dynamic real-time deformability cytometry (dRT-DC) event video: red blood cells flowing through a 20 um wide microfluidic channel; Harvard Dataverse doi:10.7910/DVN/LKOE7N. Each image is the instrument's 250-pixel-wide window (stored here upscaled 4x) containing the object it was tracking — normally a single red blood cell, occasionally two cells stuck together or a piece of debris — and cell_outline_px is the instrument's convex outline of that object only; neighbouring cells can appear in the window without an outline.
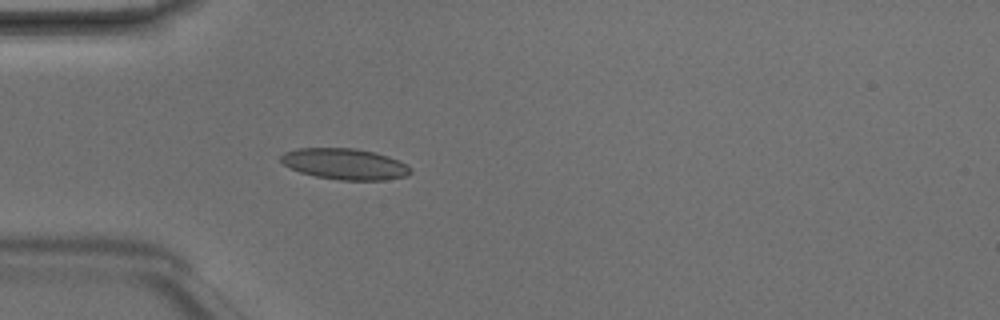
{"species": "Egyptian fruit bat (a non-hibernating species)", "species_latin": "Rousettus aegyptiacus", "temperature_condition": "room temperature", "stored_images_in_passage": 5, "camera_frame_rate_fps": 3000, "um_per_image_px": 0.085, "animal": {"sex": "male"}, "frame": {"image": 1, "passage_image": 5, "time_ms": 1.333, "image_size_px": [1000, 320], "cell_outline_px": [[412, 172], [408, 176], [384, 180], [340, 180], [316, 176], [300, 172], [284, 164], [280, 160], [280, 156], [284, 152], [296, 148], [356, 148], [376, 152], [400, 160], [408, 164], [412, 168]], "centroid_in_image_um": [29.36, 13.93], "position_along_channel_um": 55.6, "area_um2": 23.7}}